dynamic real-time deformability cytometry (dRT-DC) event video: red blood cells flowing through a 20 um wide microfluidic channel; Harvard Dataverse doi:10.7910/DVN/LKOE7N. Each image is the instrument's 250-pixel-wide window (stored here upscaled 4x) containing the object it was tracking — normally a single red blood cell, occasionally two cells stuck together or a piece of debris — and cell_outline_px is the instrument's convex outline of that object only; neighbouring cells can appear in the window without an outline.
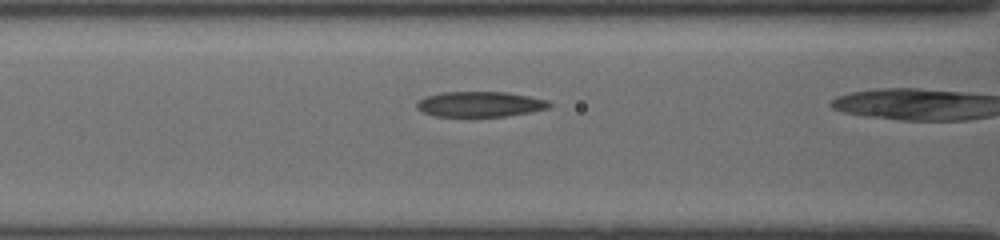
{"species": "common noctule bat (a hibernating species)", "species_latin": "Nyctalus noctula", "temperature_condition": "cold", "stored_images_in_passage": 10, "camera_frame_rate_fps": 3000, "um_per_image_px": 0.085, "animal": {"sex": "female", "body_mass_g": 19.5, "forearm_length_mm": 54.1}, "frame": {"image": 1, "passage_image": 6, "time_ms": 1.667, "image_size_px": [1000, 240], "cell_outline_px": [[552, 108], [508, 116], [436, 116], [424, 112], [416, 108], [416, 104], [424, 96], [444, 92], [508, 92], [548, 100], [552, 104]], "centroid_in_image_um": [40.84, 8.85], "position_along_channel_um": 125.8, "area_um2": 19.59}}